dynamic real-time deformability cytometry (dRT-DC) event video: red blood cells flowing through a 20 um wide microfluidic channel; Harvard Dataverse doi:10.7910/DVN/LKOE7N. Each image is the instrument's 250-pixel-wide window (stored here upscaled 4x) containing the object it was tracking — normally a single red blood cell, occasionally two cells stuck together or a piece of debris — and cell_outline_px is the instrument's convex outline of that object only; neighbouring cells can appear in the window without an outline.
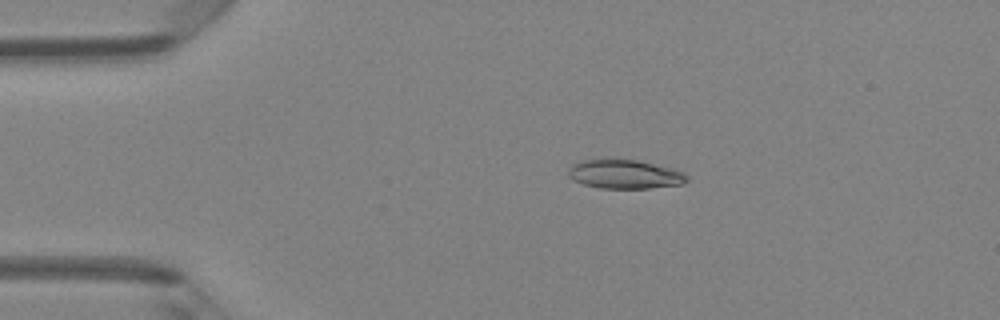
{"species": "Egyptian fruit bat (a non-hibernating species)", "species_latin": "Rousettus aegyptiacus", "temperature_condition": "room temperature", "stored_images_in_passage": 47, "camera_frame_rate_fps": 3000, "um_per_image_px": 0.085, "animal": {"sex": "female"}, "frame": {"image": 1, "passage_image": 9, "time_ms": 2.667, "image_size_px": [1000, 320], "cell_outline_px": [[688, 180], [684, 184], [652, 188], [600, 188], [584, 184], [568, 176], [568, 172], [572, 164], [580, 160], [604, 156], [612, 156], [640, 160], [672, 168], [684, 172], [688, 176]], "centroid_in_image_um": [53.1, 14.75], "position_along_channel_um": 31.9, "area_um2": 20.92}}
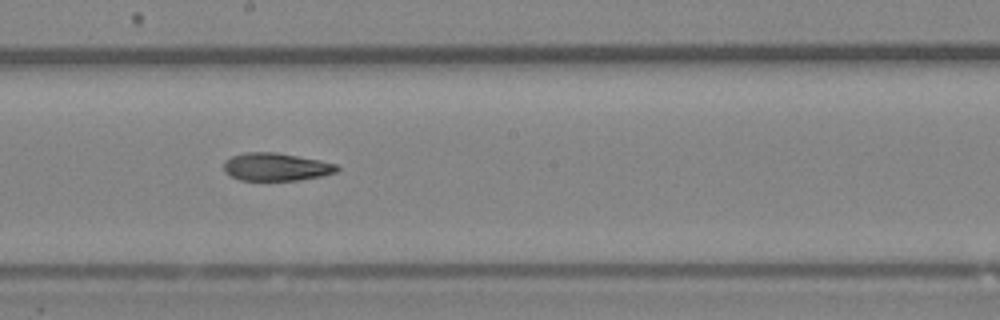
{"frame": {"image": 2, "passage_image": 26, "time_ms": 8.333, "image_size_px": [1000, 320], "cell_outline_px": [[340, 168], [336, 172], [320, 176], [300, 180], [240, 180], [224, 172], [224, 160], [232, 156], [244, 152], [276, 152], [320, 160], [336, 164]], "centroid_in_image_um": [23.45, 14.18], "position_along_channel_um": 224.8, "area_um2": 18.38}}
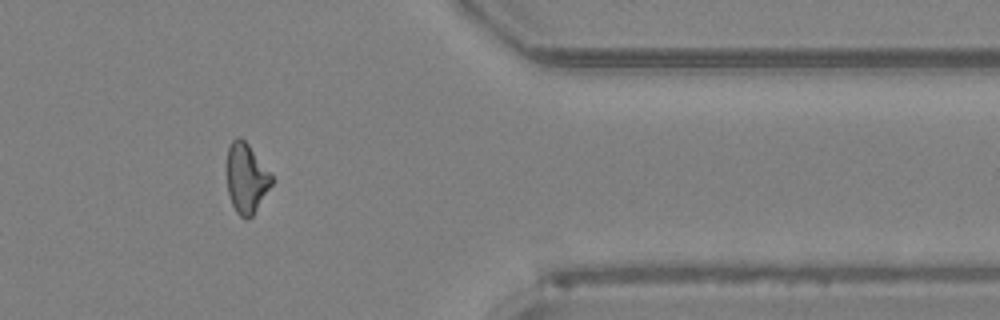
{"frame": {"image": 3, "passage_image": 39, "time_ms": 12.667, "image_size_px": [1000, 320], "cell_outline_px": [[272, 184], [252, 216], [248, 220], [244, 220], [236, 212], [232, 204], [228, 192], [224, 172], [224, 168], [228, 148], [232, 140], [236, 136], [240, 136], [248, 144], [272, 176]], "centroid_in_image_um": [20.87, 15.14], "position_along_channel_um": 390.5, "area_um2": 18.55}, "authors_computed_cell_mechanics": {"area_um2": 19.1318, "velocity_mm_per_s": 4.2654, "shape_relaxation_time_tau1_ms": 5.1706, "shape_relaxation_time_tau2_ms": 3.2393, "deformation_change_tau1": 0.1545, "deformation_change_tau2": 0.1145}}